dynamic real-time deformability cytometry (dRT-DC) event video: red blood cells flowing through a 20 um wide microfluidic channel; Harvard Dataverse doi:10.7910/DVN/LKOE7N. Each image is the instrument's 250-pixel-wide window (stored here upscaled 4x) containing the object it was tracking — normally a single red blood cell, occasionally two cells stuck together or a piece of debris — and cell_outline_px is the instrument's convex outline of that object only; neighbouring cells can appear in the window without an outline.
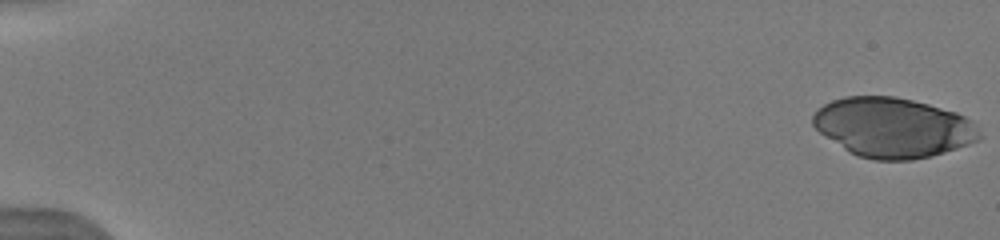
{"species": "human", "species_latin": "Homo sapiens", "temperature_condition": "warm", "stored_images_in_passage": 20, "camera_frame_rate_fps": 3000, "um_per_image_px": 0.085, "donor": {"sex": "male"}, "frame": {"image": 1, "passage_image": 1, "time_ms": 0.0, "image_size_px": [1000, 240], "cell_outline_px": [[984, 136], [980, 140], [932, 156], [912, 160], [872, 160], [848, 152], [820, 132], [812, 124], [812, 116], [824, 104], [832, 100], [844, 96], [896, 96], [928, 104], [956, 112], [972, 120]], "centroid_in_image_um": [75.93, 10.84], "position_along_channel_um": 9.1, "area_um2": 58.09}}